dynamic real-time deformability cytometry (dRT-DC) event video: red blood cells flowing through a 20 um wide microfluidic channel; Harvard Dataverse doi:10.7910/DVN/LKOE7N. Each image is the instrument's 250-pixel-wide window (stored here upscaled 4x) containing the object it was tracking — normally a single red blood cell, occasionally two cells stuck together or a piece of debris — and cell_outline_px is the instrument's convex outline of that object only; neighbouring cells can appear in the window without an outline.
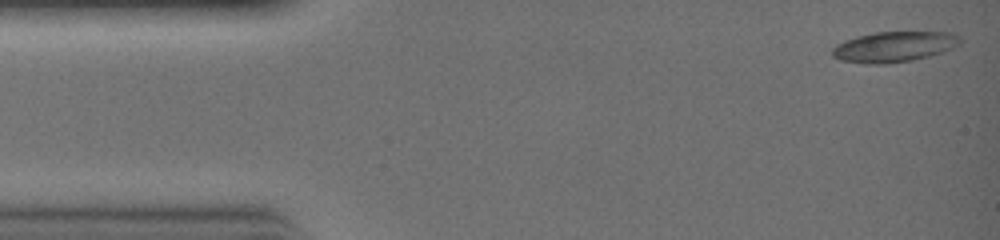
{"species": "common noctule bat (a hibernating species)", "species_latin": "Nyctalus noctula", "temperature_condition": "warm", "stored_images_in_passage": 3, "camera_frame_rate_fps": 3000, "um_per_image_px": 0.085, "animal": {"sex": "female", "body_mass_g": 19.0, "forearm_length_mm": 51.5}, "frame": {"image": 1, "passage_image": 1, "time_ms": 0.0, "image_size_px": [1000, 240], "cell_outline_px": [[960, 40], [948, 48], [940, 52], [928, 56], [912, 60], [868, 64], [840, 60], [832, 56], [832, 48], [844, 40], [856, 36], [876, 32], [948, 32], [956, 36]], "centroid_in_image_um": [75.87, 3.96], "position_along_channel_um": 9.1, "area_um2": 21.96}}